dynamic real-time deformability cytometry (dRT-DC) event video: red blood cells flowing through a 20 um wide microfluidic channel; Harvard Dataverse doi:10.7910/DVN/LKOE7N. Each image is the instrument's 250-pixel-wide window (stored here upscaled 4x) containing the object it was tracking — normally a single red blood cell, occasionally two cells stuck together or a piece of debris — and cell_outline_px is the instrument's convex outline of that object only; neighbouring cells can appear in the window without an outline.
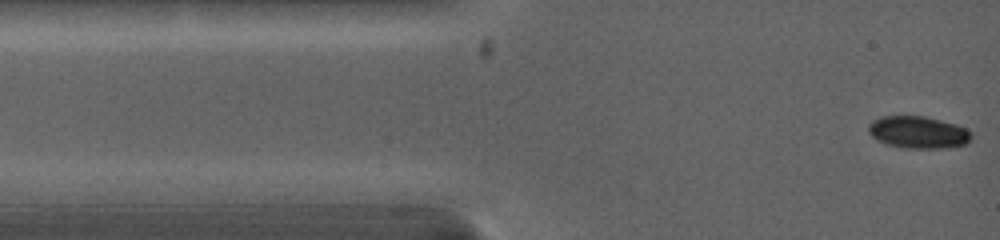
{"species": "common noctule bat (a hibernating species)", "species_latin": "Nyctalus noctula", "temperature_condition": "warm", "stored_images_in_passage": 3, "camera_frame_rate_fps": 5000, "um_per_image_px": 0.085, "animal": {"sex": "female", "body_mass_g": 19.0, "forearm_length_mm": 53.3}, "frame": {"image": 1, "passage_image": 3, "time_ms": 0.6, "image_size_px": [1000, 240], "cell_outline_px": [[972, 136], [968, 144], [948, 148], [904, 148], [888, 144], [876, 140], [868, 132], [868, 124], [872, 120], [880, 116], [924, 116], [956, 124], [972, 132]], "centroid_in_image_um": [78.05, 11.25], "position_along_channel_um": 7.0, "area_um2": 19.48}}